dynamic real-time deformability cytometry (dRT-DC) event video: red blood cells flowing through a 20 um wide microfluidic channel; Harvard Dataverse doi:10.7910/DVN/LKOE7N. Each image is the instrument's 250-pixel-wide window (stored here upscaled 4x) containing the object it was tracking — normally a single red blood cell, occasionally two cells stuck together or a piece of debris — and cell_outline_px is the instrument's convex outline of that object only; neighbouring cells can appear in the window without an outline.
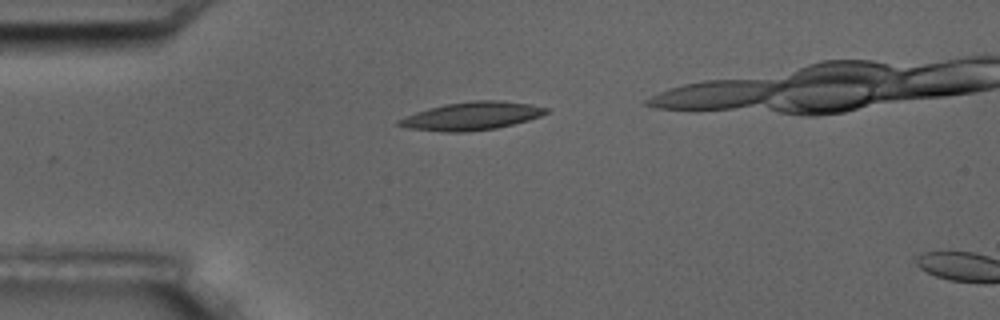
{"species": "common noctule bat (a hibernating species)", "species_latin": "Nyctalus noctula", "temperature_condition": "room temperature", "stored_images_in_passage": 2, "camera_frame_rate_fps": 3000, "um_per_image_px": 0.085, "animal": {"sex": "male", "body_mass_g": 17.5, "forearm_length_mm": 52.3}, "frame": {"image": 1, "passage_image": 2, "time_ms": 1.333, "image_size_px": [1000, 320], "cell_outline_px": [[548, 112], [540, 116], [528, 120], [496, 128], [464, 132], [444, 132], [408, 128], [396, 124], [396, 120], [404, 116], [428, 108], [444, 104], [472, 100], [500, 100], [532, 104], [548, 108]], "centroid_in_image_um": [40.07, 9.85], "position_along_channel_um": 44.9, "area_um2": 24.16}}